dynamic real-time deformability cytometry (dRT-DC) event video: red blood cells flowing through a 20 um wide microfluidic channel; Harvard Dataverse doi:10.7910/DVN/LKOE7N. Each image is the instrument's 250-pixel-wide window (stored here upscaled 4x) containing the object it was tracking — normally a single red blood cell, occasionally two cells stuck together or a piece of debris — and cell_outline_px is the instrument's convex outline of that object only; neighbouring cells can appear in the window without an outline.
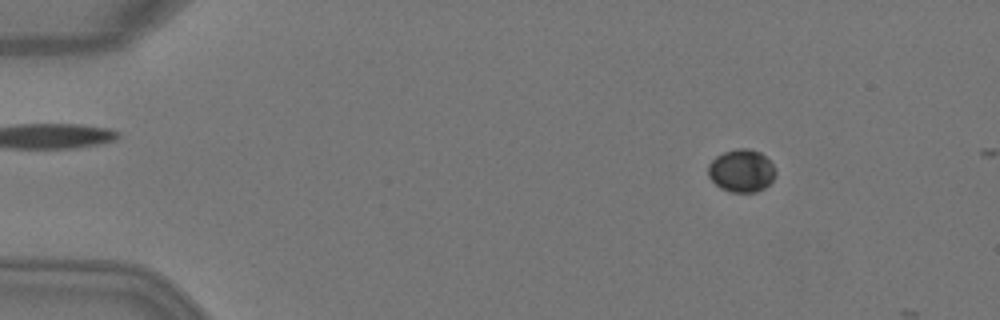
{"species": "Egyptian fruit bat (a non-hibernating species)", "species_latin": "Rousettus aegyptiacus", "temperature_condition": "warm", "stored_images_in_passage": 3, "camera_frame_rate_fps": 3000, "um_per_image_px": 0.085, "animal": {"sex": "female"}, "frame": {"image": 1, "passage_image": 2, "time_ms": 0.333, "image_size_px": [1000, 320], "cell_outline_px": [[776, 176], [764, 188], [756, 192], [732, 192], [720, 188], [708, 176], [708, 164], [716, 156], [724, 152], [736, 148], [748, 148], [760, 152], [772, 164], [776, 172]], "centroid_in_image_um": [63.02, 14.51], "position_along_channel_um": 22.0, "area_um2": 16.76}}